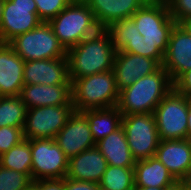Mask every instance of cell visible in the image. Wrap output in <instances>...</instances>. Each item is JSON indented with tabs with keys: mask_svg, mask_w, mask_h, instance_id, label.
<instances>
[{
	"mask_svg": "<svg viewBox=\"0 0 191 190\" xmlns=\"http://www.w3.org/2000/svg\"><path fill=\"white\" fill-rule=\"evenodd\" d=\"M4 2L5 0H0V27H1L2 17H3Z\"/></svg>",
	"mask_w": 191,
	"mask_h": 190,
	"instance_id": "40",
	"label": "cell"
},
{
	"mask_svg": "<svg viewBox=\"0 0 191 190\" xmlns=\"http://www.w3.org/2000/svg\"><path fill=\"white\" fill-rule=\"evenodd\" d=\"M54 140L68 158L96 146L88 120L81 112L73 113Z\"/></svg>",
	"mask_w": 191,
	"mask_h": 190,
	"instance_id": "14",
	"label": "cell"
},
{
	"mask_svg": "<svg viewBox=\"0 0 191 190\" xmlns=\"http://www.w3.org/2000/svg\"><path fill=\"white\" fill-rule=\"evenodd\" d=\"M174 89L187 97L191 96V69L184 72L175 82Z\"/></svg>",
	"mask_w": 191,
	"mask_h": 190,
	"instance_id": "33",
	"label": "cell"
},
{
	"mask_svg": "<svg viewBox=\"0 0 191 190\" xmlns=\"http://www.w3.org/2000/svg\"><path fill=\"white\" fill-rule=\"evenodd\" d=\"M24 190H40V187L32 181Z\"/></svg>",
	"mask_w": 191,
	"mask_h": 190,
	"instance_id": "39",
	"label": "cell"
},
{
	"mask_svg": "<svg viewBox=\"0 0 191 190\" xmlns=\"http://www.w3.org/2000/svg\"><path fill=\"white\" fill-rule=\"evenodd\" d=\"M0 166L27 174L32 179L30 140L24 139L0 156Z\"/></svg>",
	"mask_w": 191,
	"mask_h": 190,
	"instance_id": "24",
	"label": "cell"
},
{
	"mask_svg": "<svg viewBox=\"0 0 191 190\" xmlns=\"http://www.w3.org/2000/svg\"><path fill=\"white\" fill-rule=\"evenodd\" d=\"M122 127L136 161L155 156L160 138L153 113L123 115Z\"/></svg>",
	"mask_w": 191,
	"mask_h": 190,
	"instance_id": "7",
	"label": "cell"
},
{
	"mask_svg": "<svg viewBox=\"0 0 191 190\" xmlns=\"http://www.w3.org/2000/svg\"><path fill=\"white\" fill-rule=\"evenodd\" d=\"M24 63L8 43H0V97L20 95Z\"/></svg>",
	"mask_w": 191,
	"mask_h": 190,
	"instance_id": "18",
	"label": "cell"
},
{
	"mask_svg": "<svg viewBox=\"0 0 191 190\" xmlns=\"http://www.w3.org/2000/svg\"><path fill=\"white\" fill-rule=\"evenodd\" d=\"M115 54L110 32L100 28L95 34L67 50L70 82L113 70Z\"/></svg>",
	"mask_w": 191,
	"mask_h": 190,
	"instance_id": "1",
	"label": "cell"
},
{
	"mask_svg": "<svg viewBox=\"0 0 191 190\" xmlns=\"http://www.w3.org/2000/svg\"><path fill=\"white\" fill-rule=\"evenodd\" d=\"M121 51L153 58L160 65L164 60V54L157 48L156 44H148L142 35L135 39H126V46Z\"/></svg>",
	"mask_w": 191,
	"mask_h": 190,
	"instance_id": "28",
	"label": "cell"
},
{
	"mask_svg": "<svg viewBox=\"0 0 191 190\" xmlns=\"http://www.w3.org/2000/svg\"><path fill=\"white\" fill-rule=\"evenodd\" d=\"M92 10L100 28L106 29L114 21L131 18L146 0H83Z\"/></svg>",
	"mask_w": 191,
	"mask_h": 190,
	"instance_id": "20",
	"label": "cell"
},
{
	"mask_svg": "<svg viewBox=\"0 0 191 190\" xmlns=\"http://www.w3.org/2000/svg\"><path fill=\"white\" fill-rule=\"evenodd\" d=\"M24 62L66 57L67 50L54 35L48 22L24 34L16 36L8 43Z\"/></svg>",
	"mask_w": 191,
	"mask_h": 190,
	"instance_id": "5",
	"label": "cell"
},
{
	"mask_svg": "<svg viewBox=\"0 0 191 190\" xmlns=\"http://www.w3.org/2000/svg\"><path fill=\"white\" fill-rule=\"evenodd\" d=\"M88 120L93 140L98 142L122 126V114L117 106L88 109L81 112Z\"/></svg>",
	"mask_w": 191,
	"mask_h": 190,
	"instance_id": "23",
	"label": "cell"
},
{
	"mask_svg": "<svg viewBox=\"0 0 191 190\" xmlns=\"http://www.w3.org/2000/svg\"><path fill=\"white\" fill-rule=\"evenodd\" d=\"M96 147L102 153L108 165L116 167L135 166L136 160L129 149L126 133L122 126L96 142Z\"/></svg>",
	"mask_w": 191,
	"mask_h": 190,
	"instance_id": "22",
	"label": "cell"
},
{
	"mask_svg": "<svg viewBox=\"0 0 191 190\" xmlns=\"http://www.w3.org/2000/svg\"><path fill=\"white\" fill-rule=\"evenodd\" d=\"M160 140L186 139L188 115L187 96L174 88L153 112Z\"/></svg>",
	"mask_w": 191,
	"mask_h": 190,
	"instance_id": "8",
	"label": "cell"
},
{
	"mask_svg": "<svg viewBox=\"0 0 191 190\" xmlns=\"http://www.w3.org/2000/svg\"><path fill=\"white\" fill-rule=\"evenodd\" d=\"M161 66L173 83L191 69V34L181 24H176L171 31Z\"/></svg>",
	"mask_w": 191,
	"mask_h": 190,
	"instance_id": "13",
	"label": "cell"
},
{
	"mask_svg": "<svg viewBox=\"0 0 191 190\" xmlns=\"http://www.w3.org/2000/svg\"><path fill=\"white\" fill-rule=\"evenodd\" d=\"M101 190H133L134 167L108 165L99 183Z\"/></svg>",
	"mask_w": 191,
	"mask_h": 190,
	"instance_id": "25",
	"label": "cell"
},
{
	"mask_svg": "<svg viewBox=\"0 0 191 190\" xmlns=\"http://www.w3.org/2000/svg\"><path fill=\"white\" fill-rule=\"evenodd\" d=\"M108 164L95 146L69 158L66 178L100 183Z\"/></svg>",
	"mask_w": 191,
	"mask_h": 190,
	"instance_id": "19",
	"label": "cell"
},
{
	"mask_svg": "<svg viewBox=\"0 0 191 190\" xmlns=\"http://www.w3.org/2000/svg\"><path fill=\"white\" fill-rule=\"evenodd\" d=\"M181 25L191 34V17L182 22Z\"/></svg>",
	"mask_w": 191,
	"mask_h": 190,
	"instance_id": "38",
	"label": "cell"
},
{
	"mask_svg": "<svg viewBox=\"0 0 191 190\" xmlns=\"http://www.w3.org/2000/svg\"><path fill=\"white\" fill-rule=\"evenodd\" d=\"M167 5L171 18L177 24L191 17V0H171Z\"/></svg>",
	"mask_w": 191,
	"mask_h": 190,
	"instance_id": "32",
	"label": "cell"
},
{
	"mask_svg": "<svg viewBox=\"0 0 191 190\" xmlns=\"http://www.w3.org/2000/svg\"><path fill=\"white\" fill-rule=\"evenodd\" d=\"M64 190H101L98 183L64 178Z\"/></svg>",
	"mask_w": 191,
	"mask_h": 190,
	"instance_id": "34",
	"label": "cell"
},
{
	"mask_svg": "<svg viewBox=\"0 0 191 190\" xmlns=\"http://www.w3.org/2000/svg\"><path fill=\"white\" fill-rule=\"evenodd\" d=\"M38 10V16L43 22H48L56 17L73 0H34Z\"/></svg>",
	"mask_w": 191,
	"mask_h": 190,
	"instance_id": "30",
	"label": "cell"
},
{
	"mask_svg": "<svg viewBox=\"0 0 191 190\" xmlns=\"http://www.w3.org/2000/svg\"><path fill=\"white\" fill-rule=\"evenodd\" d=\"M131 18L143 39L148 44H156L157 48L165 54L171 31L177 24L171 18L168 5L146 2Z\"/></svg>",
	"mask_w": 191,
	"mask_h": 190,
	"instance_id": "6",
	"label": "cell"
},
{
	"mask_svg": "<svg viewBox=\"0 0 191 190\" xmlns=\"http://www.w3.org/2000/svg\"><path fill=\"white\" fill-rule=\"evenodd\" d=\"M22 128L12 126L0 128V156L24 140Z\"/></svg>",
	"mask_w": 191,
	"mask_h": 190,
	"instance_id": "31",
	"label": "cell"
},
{
	"mask_svg": "<svg viewBox=\"0 0 191 190\" xmlns=\"http://www.w3.org/2000/svg\"><path fill=\"white\" fill-rule=\"evenodd\" d=\"M182 190H190L187 184H182Z\"/></svg>",
	"mask_w": 191,
	"mask_h": 190,
	"instance_id": "42",
	"label": "cell"
},
{
	"mask_svg": "<svg viewBox=\"0 0 191 190\" xmlns=\"http://www.w3.org/2000/svg\"><path fill=\"white\" fill-rule=\"evenodd\" d=\"M106 29L111 34L116 52L121 51L126 46V39H135L141 35L139 30L136 29V24L132 18L114 21Z\"/></svg>",
	"mask_w": 191,
	"mask_h": 190,
	"instance_id": "27",
	"label": "cell"
},
{
	"mask_svg": "<svg viewBox=\"0 0 191 190\" xmlns=\"http://www.w3.org/2000/svg\"><path fill=\"white\" fill-rule=\"evenodd\" d=\"M173 88L174 83L161 66L151 75L139 78L134 84L120 90L117 108L122 115L153 113Z\"/></svg>",
	"mask_w": 191,
	"mask_h": 190,
	"instance_id": "2",
	"label": "cell"
},
{
	"mask_svg": "<svg viewBox=\"0 0 191 190\" xmlns=\"http://www.w3.org/2000/svg\"><path fill=\"white\" fill-rule=\"evenodd\" d=\"M171 0H146V2L149 3H162V4H168Z\"/></svg>",
	"mask_w": 191,
	"mask_h": 190,
	"instance_id": "41",
	"label": "cell"
},
{
	"mask_svg": "<svg viewBox=\"0 0 191 190\" xmlns=\"http://www.w3.org/2000/svg\"><path fill=\"white\" fill-rule=\"evenodd\" d=\"M19 97L27 110L43 106L73 105L72 84L24 85Z\"/></svg>",
	"mask_w": 191,
	"mask_h": 190,
	"instance_id": "17",
	"label": "cell"
},
{
	"mask_svg": "<svg viewBox=\"0 0 191 190\" xmlns=\"http://www.w3.org/2000/svg\"><path fill=\"white\" fill-rule=\"evenodd\" d=\"M48 24L66 50L100 29L92 10L83 0H73Z\"/></svg>",
	"mask_w": 191,
	"mask_h": 190,
	"instance_id": "4",
	"label": "cell"
},
{
	"mask_svg": "<svg viewBox=\"0 0 191 190\" xmlns=\"http://www.w3.org/2000/svg\"><path fill=\"white\" fill-rule=\"evenodd\" d=\"M27 108L19 96L0 97V128L23 127Z\"/></svg>",
	"mask_w": 191,
	"mask_h": 190,
	"instance_id": "26",
	"label": "cell"
},
{
	"mask_svg": "<svg viewBox=\"0 0 191 190\" xmlns=\"http://www.w3.org/2000/svg\"><path fill=\"white\" fill-rule=\"evenodd\" d=\"M119 89L113 70L84 76L72 82L75 112L117 106Z\"/></svg>",
	"mask_w": 191,
	"mask_h": 190,
	"instance_id": "3",
	"label": "cell"
},
{
	"mask_svg": "<svg viewBox=\"0 0 191 190\" xmlns=\"http://www.w3.org/2000/svg\"><path fill=\"white\" fill-rule=\"evenodd\" d=\"M173 190H182V184H180L177 188H175Z\"/></svg>",
	"mask_w": 191,
	"mask_h": 190,
	"instance_id": "43",
	"label": "cell"
},
{
	"mask_svg": "<svg viewBox=\"0 0 191 190\" xmlns=\"http://www.w3.org/2000/svg\"><path fill=\"white\" fill-rule=\"evenodd\" d=\"M32 181L27 174L0 166V190H24Z\"/></svg>",
	"mask_w": 191,
	"mask_h": 190,
	"instance_id": "29",
	"label": "cell"
},
{
	"mask_svg": "<svg viewBox=\"0 0 191 190\" xmlns=\"http://www.w3.org/2000/svg\"><path fill=\"white\" fill-rule=\"evenodd\" d=\"M155 157L166 166L180 184L189 182L191 176L190 140H160Z\"/></svg>",
	"mask_w": 191,
	"mask_h": 190,
	"instance_id": "12",
	"label": "cell"
},
{
	"mask_svg": "<svg viewBox=\"0 0 191 190\" xmlns=\"http://www.w3.org/2000/svg\"><path fill=\"white\" fill-rule=\"evenodd\" d=\"M160 67L161 65L153 58L118 51L113 64L117 88L120 91L134 84L139 78L151 75Z\"/></svg>",
	"mask_w": 191,
	"mask_h": 190,
	"instance_id": "15",
	"label": "cell"
},
{
	"mask_svg": "<svg viewBox=\"0 0 191 190\" xmlns=\"http://www.w3.org/2000/svg\"><path fill=\"white\" fill-rule=\"evenodd\" d=\"M177 187H135V190H173Z\"/></svg>",
	"mask_w": 191,
	"mask_h": 190,
	"instance_id": "37",
	"label": "cell"
},
{
	"mask_svg": "<svg viewBox=\"0 0 191 190\" xmlns=\"http://www.w3.org/2000/svg\"><path fill=\"white\" fill-rule=\"evenodd\" d=\"M187 185H188L189 189L191 190V181H189V182L187 183Z\"/></svg>",
	"mask_w": 191,
	"mask_h": 190,
	"instance_id": "44",
	"label": "cell"
},
{
	"mask_svg": "<svg viewBox=\"0 0 191 190\" xmlns=\"http://www.w3.org/2000/svg\"><path fill=\"white\" fill-rule=\"evenodd\" d=\"M42 22L34 0H5L0 43H9L16 36L33 30Z\"/></svg>",
	"mask_w": 191,
	"mask_h": 190,
	"instance_id": "11",
	"label": "cell"
},
{
	"mask_svg": "<svg viewBox=\"0 0 191 190\" xmlns=\"http://www.w3.org/2000/svg\"><path fill=\"white\" fill-rule=\"evenodd\" d=\"M34 182L40 187V190H64V178L40 179Z\"/></svg>",
	"mask_w": 191,
	"mask_h": 190,
	"instance_id": "35",
	"label": "cell"
},
{
	"mask_svg": "<svg viewBox=\"0 0 191 190\" xmlns=\"http://www.w3.org/2000/svg\"><path fill=\"white\" fill-rule=\"evenodd\" d=\"M187 121H188V126H187V134H186V139L191 141V96L187 97Z\"/></svg>",
	"mask_w": 191,
	"mask_h": 190,
	"instance_id": "36",
	"label": "cell"
},
{
	"mask_svg": "<svg viewBox=\"0 0 191 190\" xmlns=\"http://www.w3.org/2000/svg\"><path fill=\"white\" fill-rule=\"evenodd\" d=\"M32 154V180L65 178L69 158L54 139L30 140Z\"/></svg>",
	"mask_w": 191,
	"mask_h": 190,
	"instance_id": "10",
	"label": "cell"
},
{
	"mask_svg": "<svg viewBox=\"0 0 191 190\" xmlns=\"http://www.w3.org/2000/svg\"><path fill=\"white\" fill-rule=\"evenodd\" d=\"M24 85L31 84H72L66 57L41 59L24 63Z\"/></svg>",
	"mask_w": 191,
	"mask_h": 190,
	"instance_id": "16",
	"label": "cell"
},
{
	"mask_svg": "<svg viewBox=\"0 0 191 190\" xmlns=\"http://www.w3.org/2000/svg\"><path fill=\"white\" fill-rule=\"evenodd\" d=\"M180 183L155 156L138 160L134 166V187H178Z\"/></svg>",
	"mask_w": 191,
	"mask_h": 190,
	"instance_id": "21",
	"label": "cell"
},
{
	"mask_svg": "<svg viewBox=\"0 0 191 190\" xmlns=\"http://www.w3.org/2000/svg\"><path fill=\"white\" fill-rule=\"evenodd\" d=\"M75 112L73 105L30 108L23 125L24 139H54Z\"/></svg>",
	"mask_w": 191,
	"mask_h": 190,
	"instance_id": "9",
	"label": "cell"
}]
</instances>
